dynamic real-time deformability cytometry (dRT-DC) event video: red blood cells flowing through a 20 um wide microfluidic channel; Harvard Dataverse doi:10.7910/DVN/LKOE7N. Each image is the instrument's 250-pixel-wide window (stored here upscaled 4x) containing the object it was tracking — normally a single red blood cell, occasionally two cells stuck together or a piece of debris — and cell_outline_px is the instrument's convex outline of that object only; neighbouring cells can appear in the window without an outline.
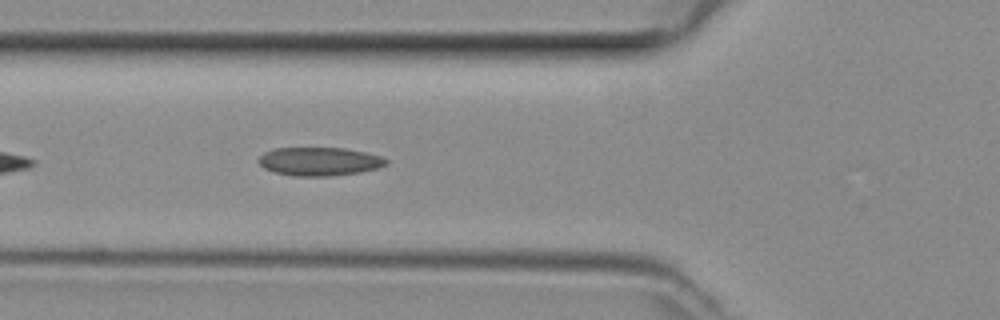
{"species": "common noctule bat (a hibernating species)", "species_latin": "Nyctalus noctula", "temperature_condition": "room temperature", "stored_images_in_passage": 30, "camera_frame_rate_fps": 3000, "um_per_image_px": 0.085, "animal": {"sex": "female", "body_mass_g": 29.2, "forearm_length_mm": 56.3}, "frame": {"image": 1, "passage_image": 5, "time_ms": 1.333, "image_size_px": [1000, 320], "cell_outline_px": [[388, 164], [380, 168], [360, 172], [328, 176], [292, 176], [276, 172], [264, 168], [256, 160], [264, 152], [276, 148], [344, 148], [364, 152], [380, 156], [388, 160]], "centroid_in_image_um": [27.15, 13.72], "position_along_channel_um": 98.6, "area_um2": 21.15}}
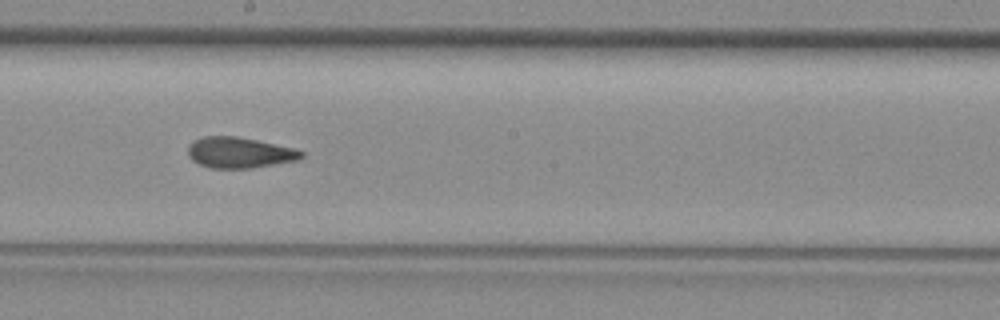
{"frame": {"image": 2, "passage_image": 14, "time_ms": 4.333, "image_size_px": [1000, 320], "cell_outline_px": [[304, 156], [300, 160], [248, 168], [212, 168], [200, 164], [192, 160], [188, 156], [188, 144], [192, 140], [204, 136], [236, 136], [256, 140], [292, 148], [304, 152]], "centroid_in_image_um": [20.32, 12.97], "position_along_channel_um": 227.9, "area_um2": 20.29}}
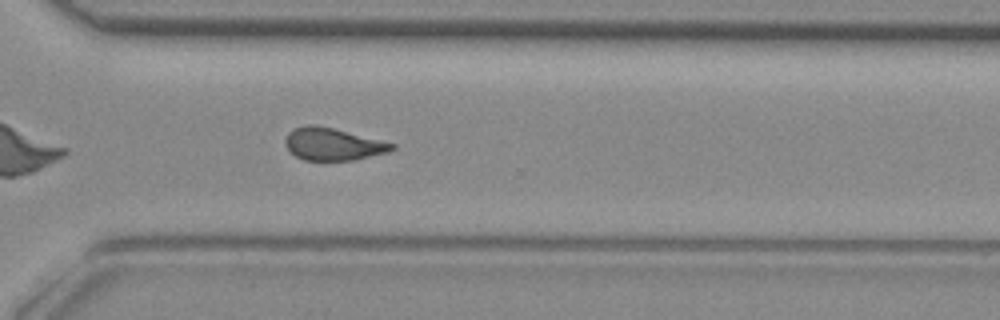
{"frame": {"image": 3, "passage_image": 22, "time_ms": 7.0, "image_size_px": [1000, 320], "cell_outline_px": [[396, 148], [388, 152], [356, 160], [304, 160], [296, 156], [284, 144], [284, 140], [288, 132], [292, 128], [308, 124], [316, 124], [396, 144]], "centroid_in_image_um": [28.28, 12.25], "position_along_channel_um": 342.3, "area_um2": 20.11}}